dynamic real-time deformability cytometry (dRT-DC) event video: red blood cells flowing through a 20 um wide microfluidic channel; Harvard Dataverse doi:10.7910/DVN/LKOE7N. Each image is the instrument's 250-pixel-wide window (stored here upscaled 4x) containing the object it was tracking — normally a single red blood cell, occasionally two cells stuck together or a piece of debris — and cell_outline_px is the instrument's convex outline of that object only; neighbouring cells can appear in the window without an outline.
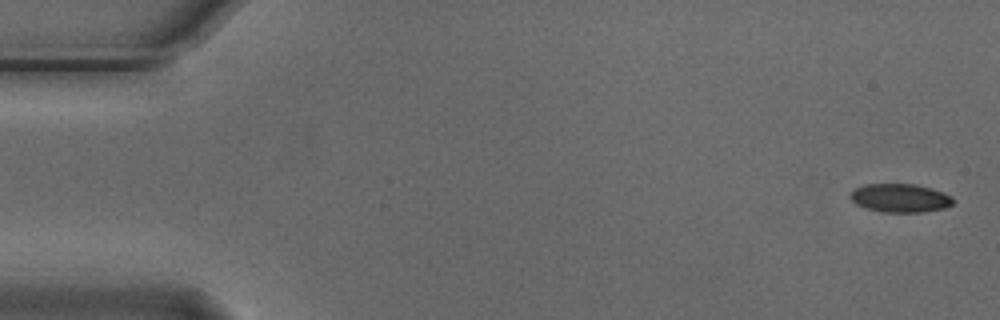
{"species": "Egyptian fruit bat (a non-hibernating species)", "species_latin": "Rousettus aegyptiacus", "temperature_condition": "cold", "stored_images_in_passage": 5, "camera_frame_rate_fps": 3000, "um_per_image_px": 0.085, "animal": {"sex": "male"}, "frame": {"image": 1, "passage_image": 1, "time_ms": 0.0, "image_size_px": [1000, 320], "cell_outline_px": [[952, 204], [944, 208], [924, 212], [884, 212], [868, 208], [856, 204], [848, 196], [856, 188], [864, 184], [916, 184], [932, 188], [952, 196]], "centroid_in_image_um": [76.51, 16.82], "position_along_channel_um": 8.5, "area_um2": 16.99}}
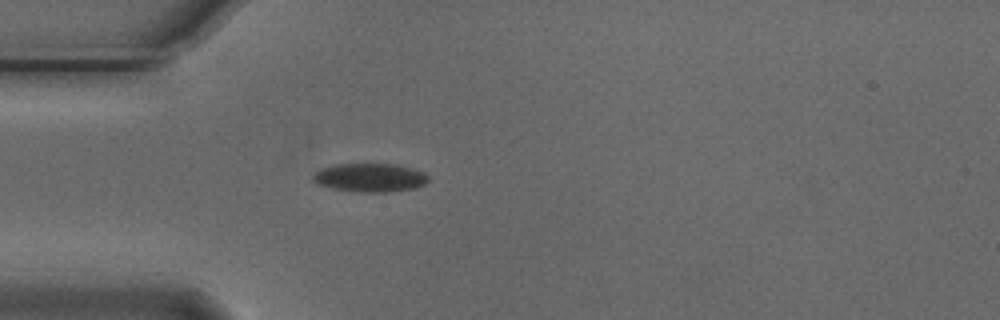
{"frame": {"image": 2, "passage_image": 5, "time_ms": 1.333, "image_size_px": [1000, 320], "cell_outline_px": [[428, 180], [424, 184], [416, 188], [388, 192], [360, 192], [332, 188], [316, 184], [312, 180], [312, 176], [316, 172], [324, 168], [336, 164], [396, 164], [412, 168], [424, 172], [428, 176]], "centroid_in_image_um": [31.46, 15.1], "position_along_channel_um": 53.5, "area_um2": 19.19}}